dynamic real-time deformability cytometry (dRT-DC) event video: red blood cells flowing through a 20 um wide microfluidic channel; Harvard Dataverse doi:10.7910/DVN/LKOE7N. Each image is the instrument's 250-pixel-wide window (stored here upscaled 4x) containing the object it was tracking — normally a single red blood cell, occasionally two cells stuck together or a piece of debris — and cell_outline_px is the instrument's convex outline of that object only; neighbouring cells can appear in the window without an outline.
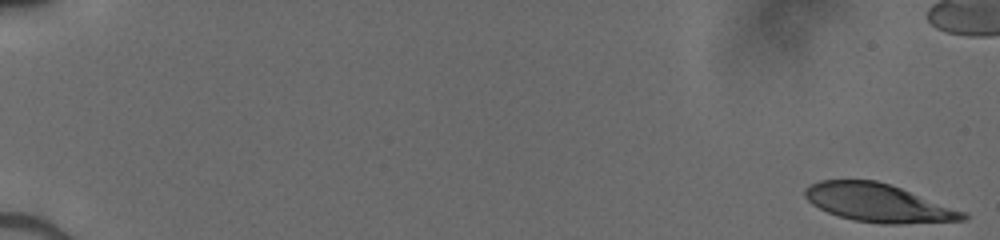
{"species": "human", "species_latin": "Homo sapiens", "temperature_condition": "cold", "stored_images_in_passage": 51, "camera_frame_rate_fps": 3000, "um_per_image_px": 0.085, "donor": {"sex": "male"}, "frame": {"image": 1, "passage_image": 1, "time_ms": 0.0, "image_size_px": [1000, 240], "cell_outline_px": [[968, 220], [900, 224], [880, 224], [852, 220], [828, 212], [812, 204], [804, 196], [804, 188], [808, 184], [820, 180], [876, 180], [900, 188], [968, 212]], "centroid_in_image_um": [74.67, 17.25], "position_along_channel_um": 10.3, "area_um2": 35.26}}
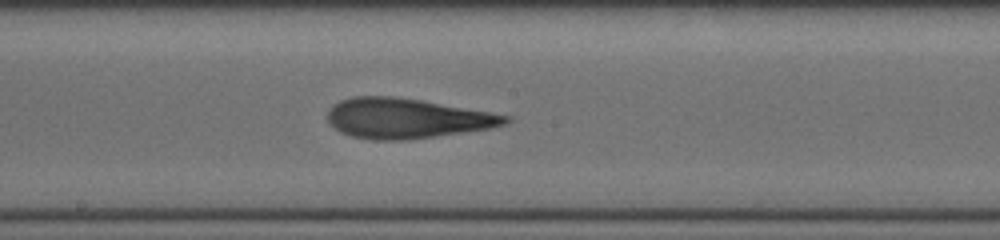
{"frame": {"image": 2, "passage_image": 30, "time_ms": 9.667, "image_size_px": [1000, 240], "cell_outline_px": [[512, 120], [508, 124], [492, 128], [404, 140], [376, 140], [352, 136], [340, 132], [328, 120], [328, 112], [332, 104], [340, 100], [352, 96], [392, 96], [420, 100], [512, 116]], "centroid_in_image_um": [34.57, 10.05], "position_along_channel_um": 213.6, "area_um2": 41.21}}
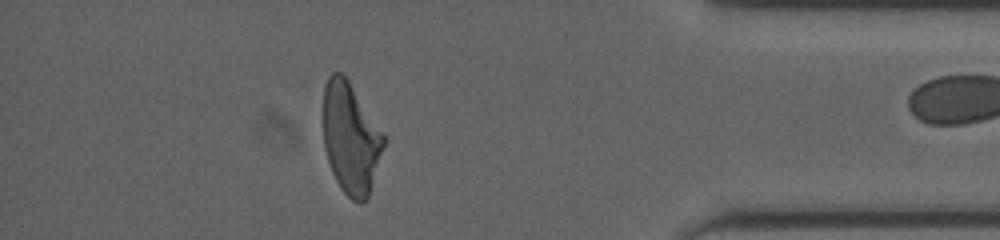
{"frame": {"image": 3, "passage_image": 46, "time_ms": 15.0, "image_size_px": [1000, 240], "cell_outline_px": [[384, 144], [368, 196], [360, 204], [352, 200], [340, 188], [332, 172], [324, 148], [320, 116], [324, 84], [328, 76], [332, 72], [340, 72], [348, 80], [384, 136]], "centroid_in_image_um": [29.72, 11.71], "position_along_channel_um": 405.5, "area_um2": 39.19}}